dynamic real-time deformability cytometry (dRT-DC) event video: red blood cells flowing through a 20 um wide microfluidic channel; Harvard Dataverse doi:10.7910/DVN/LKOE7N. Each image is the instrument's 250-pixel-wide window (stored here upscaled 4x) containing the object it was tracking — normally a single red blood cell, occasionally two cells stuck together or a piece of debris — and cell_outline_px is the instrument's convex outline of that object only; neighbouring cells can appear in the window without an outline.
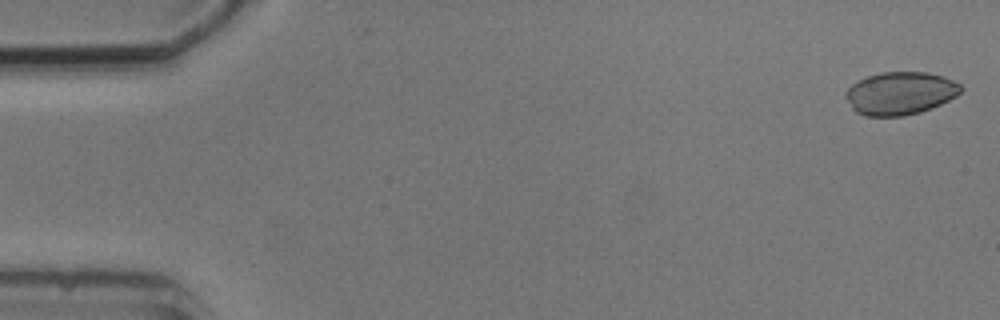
{"species": "common noctule bat (a hibernating species)", "species_latin": "Nyctalus noctula", "temperature_condition": "cold", "stored_images_in_passage": 5, "camera_frame_rate_fps": 3000, "um_per_image_px": 0.085, "animal": {"sex": "male", "body_mass_g": 20.5, "forearm_length_mm": 52.5}, "frame": {"image": 1, "passage_image": 1, "time_ms": 0.0, "image_size_px": [1000, 320], "cell_outline_px": [[964, 88], [956, 96], [932, 108], [920, 112], [904, 116], [864, 116], [856, 112], [852, 108], [844, 96], [844, 92], [856, 80], [880, 72], [924, 72], [944, 76], [960, 84]], "centroid_in_image_um": [76.49, 7.93], "position_along_channel_um": 8.5, "area_um2": 28.96}}
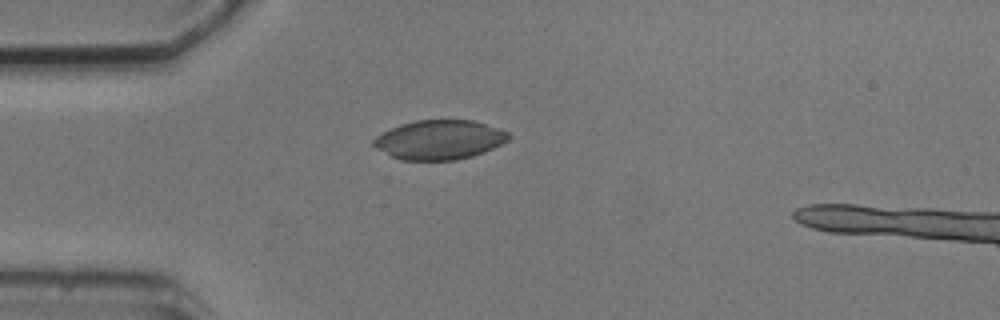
{"frame": {"image": 2, "passage_image": 4, "time_ms": 4.333, "image_size_px": [1000, 320], "cell_outline_px": [[512, 136], [508, 140], [484, 152], [472, 156], [456, 160], [400, 160], [376, 148], [372, 144], [372, 140], [376, 136], [400, 124], [416, 120], [472, 120], [508, 132]], "centroid_in_image_um": [37.33, 11.88], "position_along_channel_um": 47.7, "area_um2": 30.75}}